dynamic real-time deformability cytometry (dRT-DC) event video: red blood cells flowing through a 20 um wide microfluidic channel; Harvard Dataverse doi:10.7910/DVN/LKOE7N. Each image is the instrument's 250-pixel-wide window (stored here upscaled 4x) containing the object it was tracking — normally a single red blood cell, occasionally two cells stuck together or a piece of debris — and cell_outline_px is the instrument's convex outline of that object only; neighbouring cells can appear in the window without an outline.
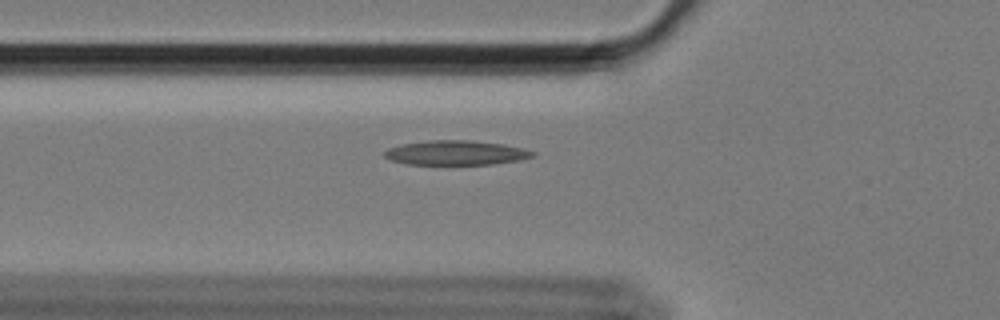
{"species": "Egyptian fruit bat (a non-hibernating species)", "species_latin": "Rousettus aegyptiacus", "temperature_condition": "cold", "stored_images_in_passage": 50, "camera_frame_rate_fps": 3000, "um_per_image_px": 0.085, "animal": {"sex": "female"}, "frame": {"image": 1, "passage_image": 11, "time_ms": 3.333, "image_size_px": [1000, 320], "cell_outline_px": [[536, 156], [520, 160], [492, 164], [408, 164], [392, 160], [384, 156], [384, 152], [388, 148], [404, 144], [428, 140], [472, 140], [504, 144], [524, 148], [536, 152]], "centroid_in_image_um": [38.82, 12.98], "position_along_channel_um": 87.0, "area_um2": 21.15}}
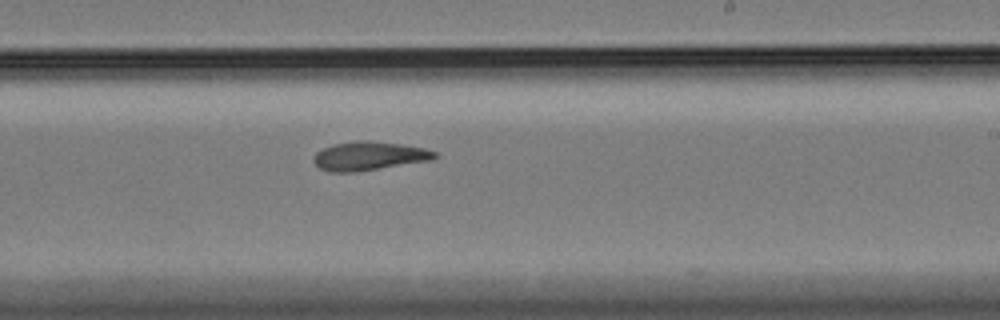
{"frame": {"image": 2, "passage_image": 26, "time_ms": 8.333, "image_size_px": [1000, 320], "cell_outline_px": [[440, 156], [432, 160], [356, 172], [328, 172], [320, 168], [312, 160], [312, 156], [316, 152], [332, 144], [356, 140], [368, 140], [400, 144], [424, 148], [436, 152]], "centroid_in_image_um": [31.35, 13.26], "position_along_channel_um": 257.6, "area_um2": 20.46}}
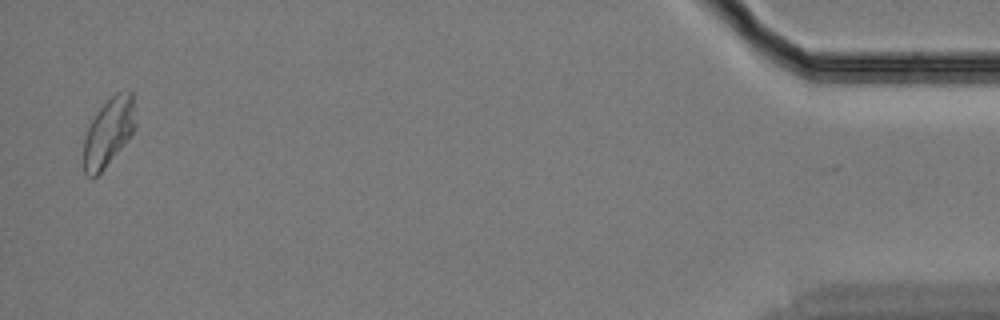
{"frame": {"image": 3, "passage_image": 48, "time_ms": 15.667, "image_size_px": [1000, 320], "cell_outline_px": [[136, 128], [104, 168], [96, 176], [88, 176], [84, 172], [84, 140], [88, 128], [92, 120], [100, 108], [116, 92], [128, 88], [132, 92], [136, 120]], "centroid_in_image_um": [9.26, 11.17], "position_along_channel_um": 425.9, "area_um2": 20.29}, "authors_computed_cell_mechanics": {"area_um2": 20.3745, "velocity_mm_per_s": 3.409, "shape_relaxation_time_tau1_ms": 11.3906, "shape_relaxation_time_tau2_ms": 7.1961, "deformation_change_tau1": 0.225, "deformation_change_tau2": 0.1426}}